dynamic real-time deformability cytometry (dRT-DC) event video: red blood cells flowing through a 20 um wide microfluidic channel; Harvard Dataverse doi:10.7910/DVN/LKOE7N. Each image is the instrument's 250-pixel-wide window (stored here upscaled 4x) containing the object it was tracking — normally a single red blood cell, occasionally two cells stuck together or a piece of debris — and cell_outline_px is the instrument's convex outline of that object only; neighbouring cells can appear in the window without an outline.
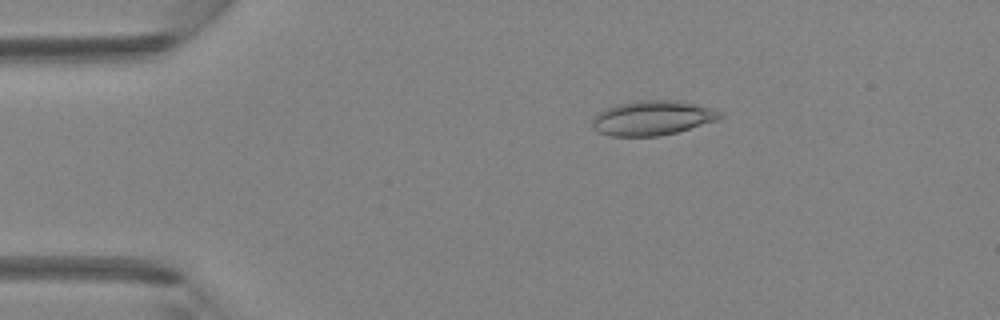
{"species": "Egyptian fruit bat (a non-hibernating species)", "species_latin": "Rousettus aegyptiacus", "temperature_condition": "room temperature", "stored_images_in_passage": 44, "camera_frame_rate_fps": 3000, "um_per_image_px": 0.085, "animal": {"sex": "female"}, "frame": {"image": 1, "passage_image": 8, "time_ms": 2.333, "image_size_px": [1000, 320], "cell_outline_px": [[724, 116], [716, 120], [676, 132], [660, 136], [612, 136], [600, 132], [592, 128], [592, 120], [600, 112], [616, 104], [640, 100], [676, 100], [696, 104], [712, 108], [720, 112]], "centroid_in_image_um": [55.46, 10.02], "position_along_channel_um": 29.5, "area_um2": 25.49}}
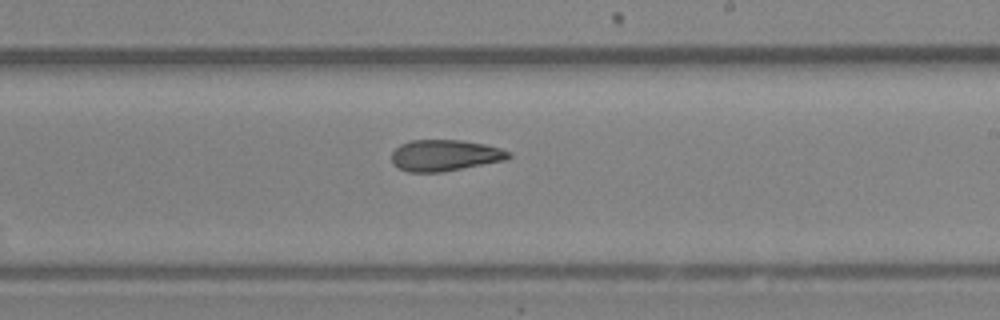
{"frame": {"image": 2, "passage_image": 26, "time_ms": 8.333, "image_size_px": [1000, 320], "cell_outline_px": [[512, 156], [504, 160], [440, 172], [408, 172], [392, 164], [392, 152], [400, 144], [412, 140], [460, 140], [484, 144], [500, 148], [512, 152]], "centroid_in_image_um": [37.8, 13.2], "position_along_channel_um": 251.2, "area_um2": 21.15}}
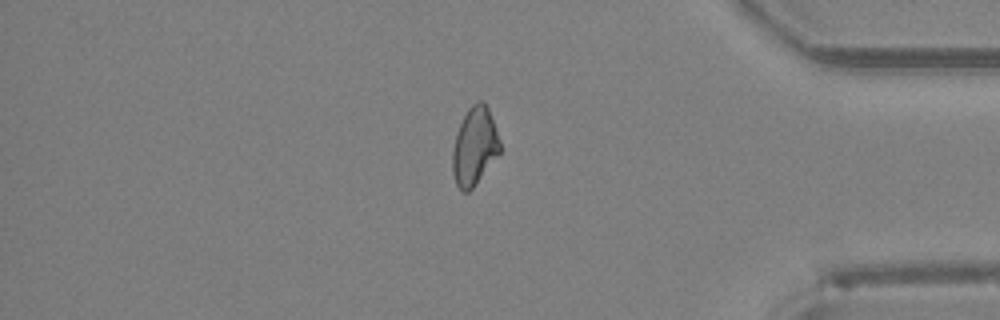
{"frame": {"image": 3, "passage_image": 37, "time_ms": 12.0, "image_size_px": [1000, 320], "cell_outline_px": [[500, 152], [472, 188], [468, 192], [460, 192], [456, 184], [452, 172], [452, 152], [456, 132], [468, 108], [476, 100], [484, 100], [488, 108], [500, 140]], "centroid_in_image_um": [40.31, 12.43], "position_along_channel_um": 394.9, "area_um2": 21.5}}